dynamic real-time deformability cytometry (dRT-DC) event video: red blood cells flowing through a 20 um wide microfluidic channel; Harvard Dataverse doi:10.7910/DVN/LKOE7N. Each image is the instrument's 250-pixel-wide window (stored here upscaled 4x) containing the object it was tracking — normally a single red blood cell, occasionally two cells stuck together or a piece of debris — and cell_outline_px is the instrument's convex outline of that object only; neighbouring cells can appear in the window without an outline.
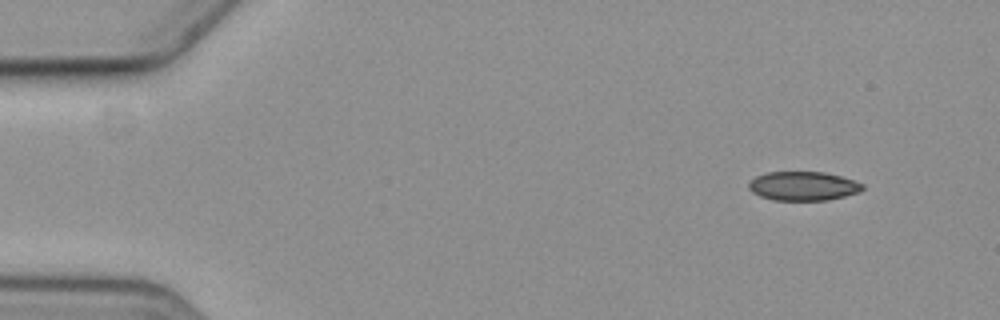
{"species": "common noctule bat (a hibernating species)", "species_latin": "Nyctalus noctula", "temperature_condition": "cold", "stored_images_in_passage": 5, "camera_frame_rate_fps": 3000, "um_per_image_px": 0.085, "animal": {"sex": "female", "body_mass_g": 19.3, "forearm_length_mm": 54.1}, "frame": {"image": 1, "passage_image": 1, "time_ms": 0.0, "image_size_px": [1000, 320], "cell_outline_px": [[864, 188], [860, 192], [844, 196], [824, 200], [772, 200], [760, 196], [752, 192], [748, 188], [748, 184], [756, 176], [768, 172], [824, 172], [840, 176], [864, 184]], "centroid_in_image_um": [68.26, 15.81], "position_along_channel_um": 16.7, "area_um2": 19.13}}
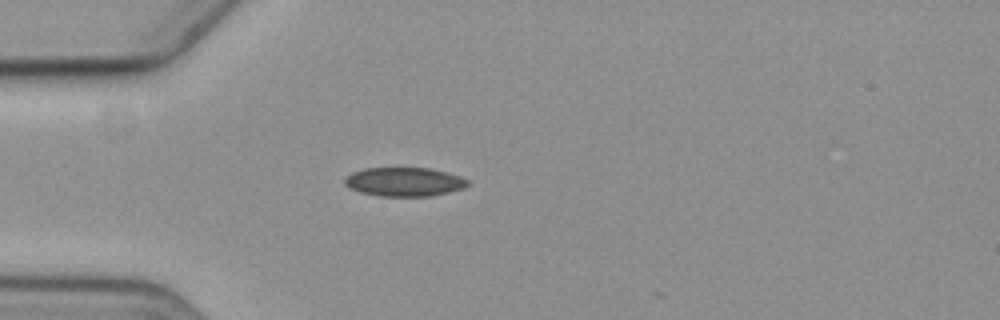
{"frame": {"image": 2, "passage_image": 4, "time_ms": 3.667, "image_size_px": [1000, 320], "cell_outline_px": [[468, 184], [464, 188], [448, 192], [428, 196], [380, 196], [360, 192], [348, 188], [344, 184], [344, 180], [352, 172], [364, 168], [432, 168], [448, 172], [460, 176], [468, 180]], "centroid_in_image_um": [34.35, 15.45], "position_along_channel_um": 50.6, "area_um2": 20.75}}